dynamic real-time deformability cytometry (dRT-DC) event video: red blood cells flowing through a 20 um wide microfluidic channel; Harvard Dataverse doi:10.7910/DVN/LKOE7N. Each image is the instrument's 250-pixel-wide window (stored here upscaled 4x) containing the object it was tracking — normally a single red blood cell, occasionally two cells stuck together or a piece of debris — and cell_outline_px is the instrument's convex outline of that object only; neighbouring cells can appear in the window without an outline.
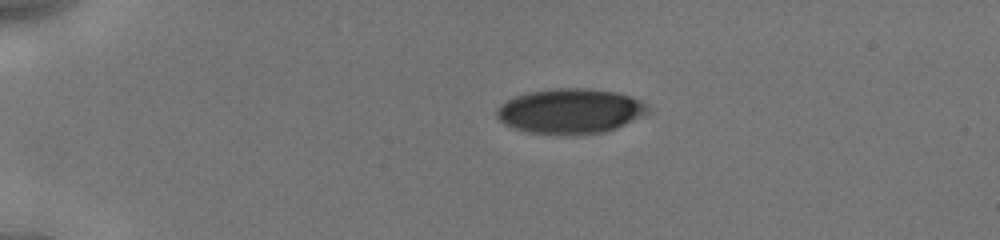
{"species": "human", "species_latin": "Homo sapiens", "temperature_condition": "cold", "stored_images_in_passage": 34, "camera_frame_rate_fps": 3000, "um_per_image_px": 0.085, "donor": {"sex": "male"}, "frame": {"image": 1, "passage_image": 1, "time_ms": 0.0, "image_size_px": [1000, 240], "cell_outline_px": [[652, 108], [648, 112], [616, 128], [604, 132], [576, 136], [568, 136], [528, 132], [512, 128], [504, 124], [496, 116], [496, 108], [500, 104], [516, 96], [528, 92], [556, 88], [588, 88], [616, 92], [640, 100], [648, 104]], "centroid_in_image_um": [48.45, 9.46], "position_along_channel_um": 36.5, "area_um2": 40.0}}
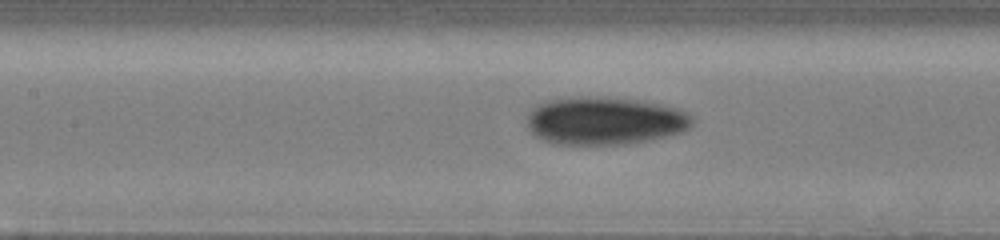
{"frame": {"image": 2, "passage_image": 19, "time_ms": 4.667, "image_size_px": [1000, 240], "cell_outline_px": [[692, 124], [684, 132], [632, 144], [556, 144], [544, 140], [536, 136], [528, 128], [528, 112], [536, 104], [544, 100], [576, 96], [608, 96], [640, 100], [660, 104], [676, 108], [688, 112], [692, 116]], "centroid_in_image_um": [51.4, 10.25], "position_along_channel_um": 156.0, "area_um2": 46.76}}
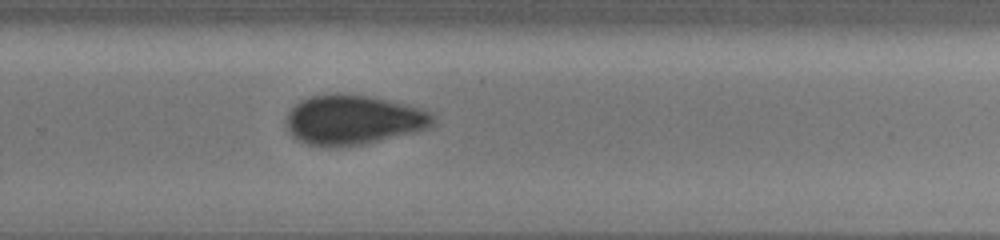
{"frame": {"image": 3, "passage_image": 33, "time_ms": 8.333, "image_size_px": [1000, 240], "cell_outline_px": [[436, 124], [428, 128], [416, 132], [364, 144], [340, 148], [324, 148], [308, 144], [296, 140], [292, 136], [284, 120], [288, 112], [300, 100], [312, 96], [332, 92], [368, 96], [408, 104], [424, 108], [432, 112], [436, 116]], "centroid_in_image_um": [30.05, 10.2], "position_along_channel_um": 299.8, "area_um2": 43.52}}